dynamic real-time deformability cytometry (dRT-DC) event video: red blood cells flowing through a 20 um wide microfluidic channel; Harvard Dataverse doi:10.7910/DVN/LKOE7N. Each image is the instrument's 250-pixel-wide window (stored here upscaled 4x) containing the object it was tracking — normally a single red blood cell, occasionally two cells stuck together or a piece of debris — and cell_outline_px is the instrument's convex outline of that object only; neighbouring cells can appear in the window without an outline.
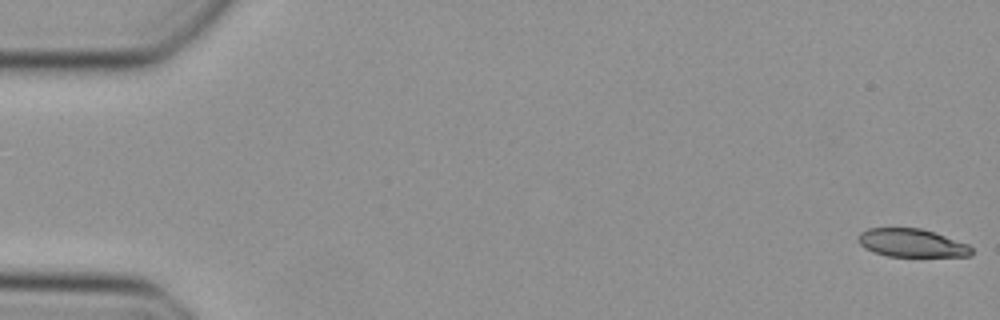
{"species": "Egyptian fruit bat (a non-hibernating species)", "species_latin": "Rousettus aegyptiacus", "temperature_condition": "cold", "stored_images_in_passage": 49, "camera_frame_rate_fps": 3000, "um_per_image_px": 0.085, "animal": {"sex": "female"}, "frame": {"image": 1, "passage_image": 1, "time_ms": 0.0, "image_size_px": [1000, 320], "cell_outline_px": [[972, 256], [888, 256], [864, 248], [856, 240], [860, 232], [868, 228], [920, 228], [968, 244], [972, 248]], "centroid_in_image_um": [77.47, 20.65], "position_along_channel_um": 7.5, "area_um2": 18.44}}
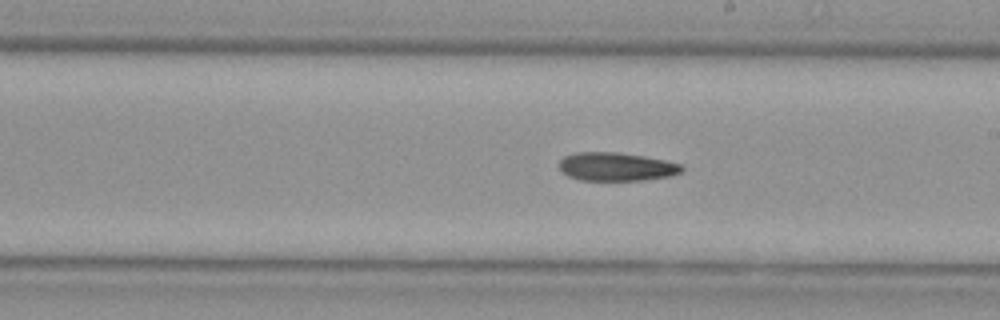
{"frame": {"image": 2, "passage_image": 28, "time_ms": 9.0, "image_size_px": [1000, 320], "cell_outline_px": [[684, 168], [680, 172], [672, 176], [644, 180], [580, 180], [568, 176], [560, 168], [560, 160], [564, 156], [576, 152], [616, 152], [644, 156], [664, 160], [680, 164]], "centroid_in_image_um": [52.39, 14.17], "position_along_channel_um": 236.6, "area_um2": 20.23}}
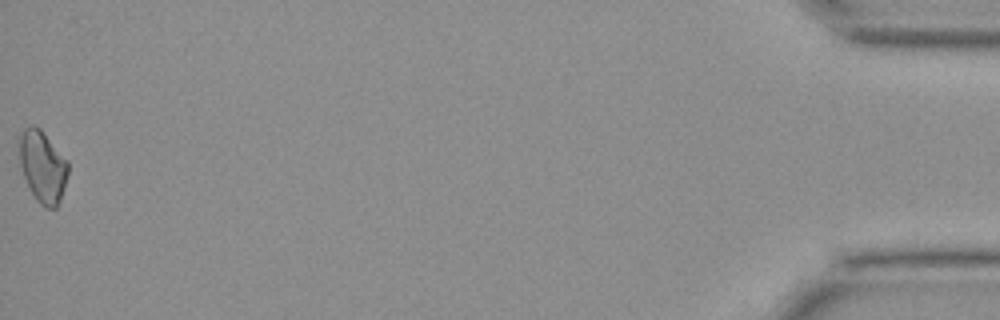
{"frame": {"image": 3, "passage_image": 49, "time_ms": 16.0, "image_size_px": [1000, 320], "cell_outline_px": [[68, 172], [64, 188], [60, 200], [56, 208], [44, 208], [36, 200], [24, 176], [20, 164], [20, 136], [24, 128], [32, 124], [40, 128], [68, 160]], "centroid_in_image_um": [3.64, 14.15], "position_along_channel_um": 431.6, "area_um2": 20.23}}